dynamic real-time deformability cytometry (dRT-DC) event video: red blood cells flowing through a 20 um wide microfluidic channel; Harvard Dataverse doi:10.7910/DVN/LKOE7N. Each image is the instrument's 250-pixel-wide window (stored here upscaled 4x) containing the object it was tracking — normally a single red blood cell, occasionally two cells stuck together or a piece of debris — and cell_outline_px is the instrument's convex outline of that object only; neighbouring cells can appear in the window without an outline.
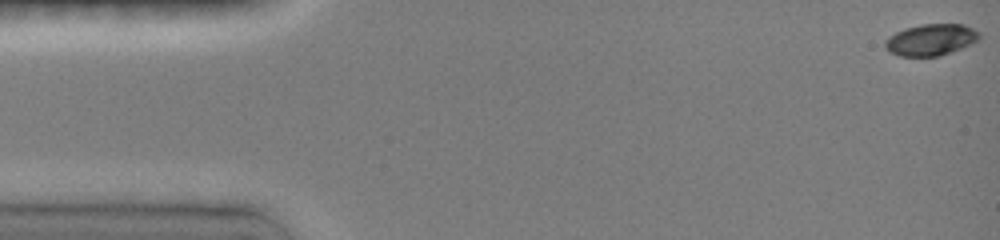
{"species": "common noctule bat (a hibernating species)", "species_latin": "Nyctalus noctula", "temperature_condition": "room temperature", "stored_images_in_passage": 87, "camera_frame_rate_fps": 3000, "um_per_image_px": 0.085, "animal": {"sex": "female", "body_mass_g": 19.0, "forearm_length_mm": 51.5}, "frame": {"image": 1, "passage_image": 1, "time_ms": 0.0, "image_size_px": [1000, 240], "cell_outline_px": [[980, 40], [940, 56], [900, 56], [888, 52], [884, 48], [884, 40], [888, 36], [904, 28], [920, 24], [964, 24], [980, 32]], "centroid_in_image_um": [79.09, 3.37], "position_along_channel_um": 5.9, "area_um2": 17.51}}
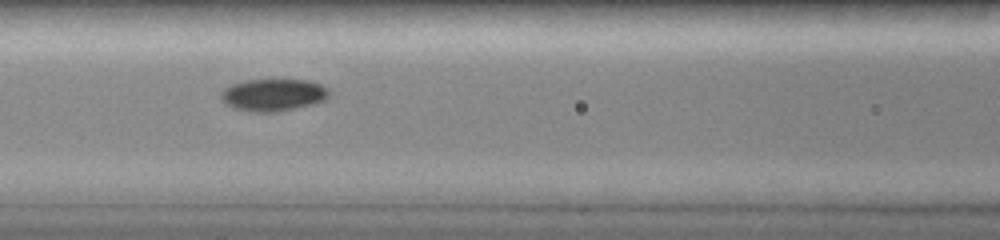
{"frame": {"image": 2, "passage_image": 37, "time_ms": 6.667, "image_size_px": [1000, 240], "cell_outline_px": [[328, 96], [324, 100], [312, 104], [296, 108], [276, 112], [252, 112], [236, 108], [228, 104], [220, 96], [232, 84], [244, 80], [308, 80], [320, 84], [328, 88]], "centroid_in_image_um": [23.27, 8.06], "position_along_channel_um": 143.3, "area_um2": 19.88}}
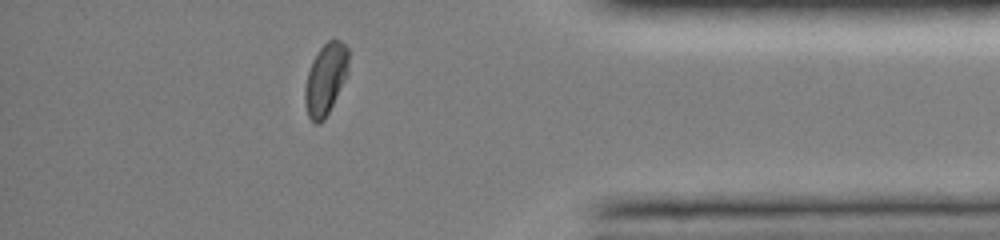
{"frame": {"image": 3, "passage_image": 78, "time_ms": 13.667, "image_size_px": [1000, 240], "cell_outline_px": [[348, 72], [324, 120], [320, 124], [316, 124], [308, 116], [304, 104], [304, 88], [308, 72], [312, 60], [320, 48], [328, 40], [340, 40], [348, 48]], "centroid_in_image_um": [27.65, 6.72], "position_along_channel_um": 407.6, "area_um2": 17.98}, "authors_computed_cell_mechanics": {"area_um2": 19.074, "velocity_mm_per_s": 4.0061, "shape_relaxation_time_tau1_ms": 2.7849, "shape_relaxation_time_tau2_ms": 0.9972, "deformation_change_tau1": 0.1386, "deformation_change_tau2": 0.0275}}